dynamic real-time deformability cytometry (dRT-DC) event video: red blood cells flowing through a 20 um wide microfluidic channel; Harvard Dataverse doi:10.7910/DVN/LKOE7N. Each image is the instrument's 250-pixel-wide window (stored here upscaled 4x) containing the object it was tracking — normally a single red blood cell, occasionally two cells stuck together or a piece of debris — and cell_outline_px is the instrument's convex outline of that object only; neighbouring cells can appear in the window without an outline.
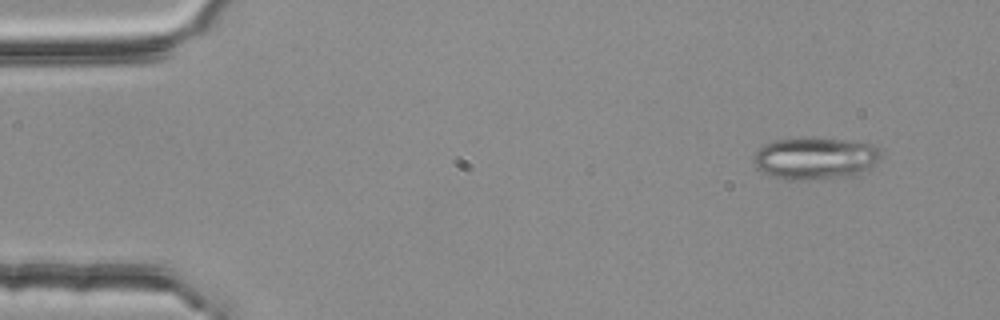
{"species": "common noctule bat (a hibernating species)", "species_latin": "Nyctalus noctula", "temperature_condition": "room temperature", "stored_images_in_passage": 4, "camera_frame_rate_fps": 3000, "um_per_image_px": 0.085, "animal": {"sex": "female", "body_mass_g": 25.1}, "frame": {"image": 1, "passage_image": 1, "time_ms": 0.0, "image_size_px": [1000, 320], "cell_outline_px": [[880, 160], [860, 172], [852, 176], [804, 180], [784, 180], [772, 176], [756, 168], [752, 160], [756, 152], [764, 144], [776, 140], [800, 136], [856, 140], [876, 144], [880, 152]], "centroid_in_image_um": [69.29, 13.42], "position_along_channel_um": 15.7, "area_um2": 31.91}}